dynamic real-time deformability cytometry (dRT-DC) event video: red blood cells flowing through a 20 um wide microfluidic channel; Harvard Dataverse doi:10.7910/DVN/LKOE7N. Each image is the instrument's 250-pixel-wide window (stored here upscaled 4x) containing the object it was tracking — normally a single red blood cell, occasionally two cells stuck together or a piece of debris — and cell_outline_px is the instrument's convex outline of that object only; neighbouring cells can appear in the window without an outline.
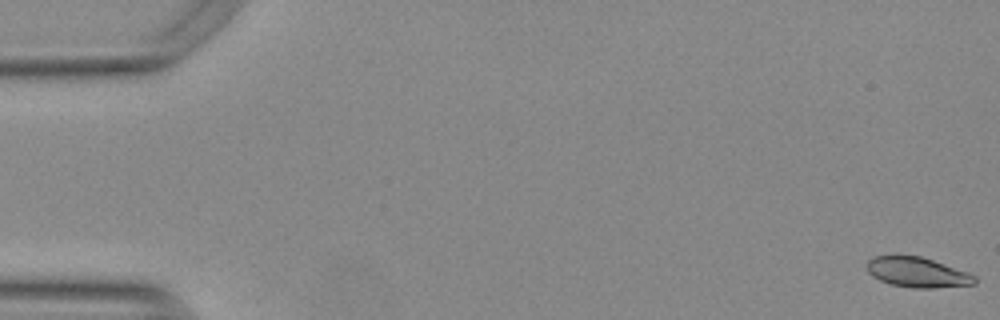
{"species": "Egyptian fruit bat (a non-hibernating species)", "species_latin": "Rousettus aegyptiacus", "temperature_condition": "warm", "stored_images_in_passage": 51, "camera_frame_rate_fps": 3000, "um_per_image_px": 0.085, "animal": {"sex": "female"}, "frame": {"image": 1, "passage_image": 1, "time_ms": 0.0, "image_size_px": [1000, 320], "cell_outline_px": [[976, 284], [932, 288], [912, 288], [892, 284], [880, 280], [872, 276], [868, 272], [864, 264], [872, 256], [896, 252], [920, 256], [968, 272], [976, 276]], "centroid_in_image_um": [77.89, 23.1], "position_along_channel_um": 7.1, "area_um2": 19.54}}
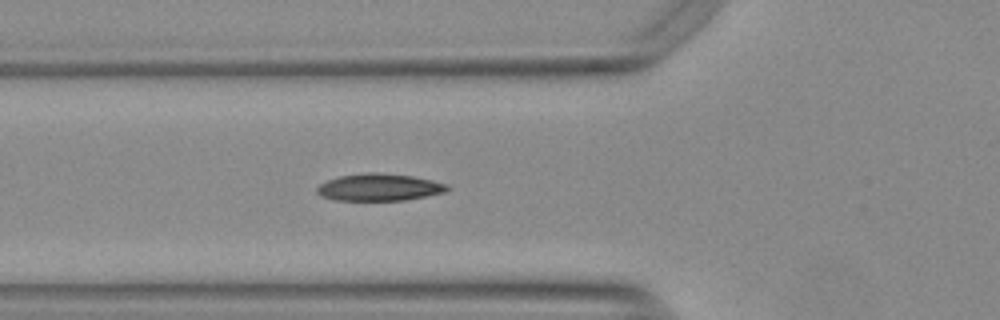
{"frame": {"image": 2, "passage_image": 20, "time_ms": 6.333, "image_size_px": [1000, 320], "cell_outline_px": [[452, 188], [444, 192], [404, 200], [332, 200], [320, 196], [316, 192], [316, 188], [320, 184], [328, 180], [340, 176], [364, 172], [376, 172], [412, 176], [432, 180], [448, 184]], "centroid_in_image_um": [32.22, 15.91], "position_along_channel_um": 93.6, "area_um2": 20.63}}
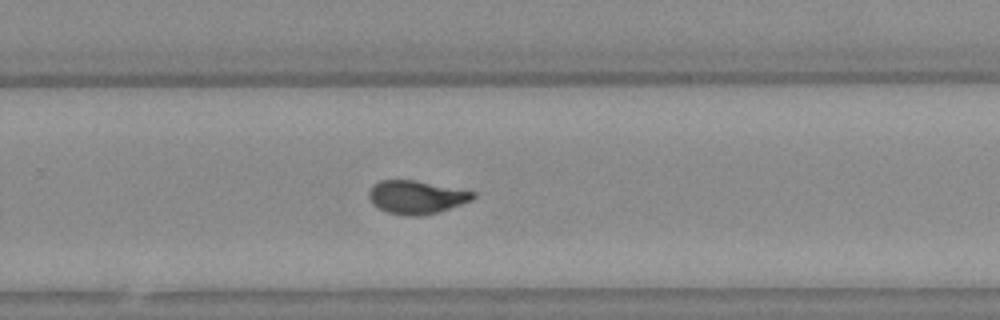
{"frame": {"image": 3, "passage_image": 36, "time_ms": 11.667, "image_size_px": [1000, 320], "cell_outline_px": [[476, 196], [472, 200], [440, 212], [420, 216], [404, 216], [388, 212], [372, 204], [368, 196], [368, 192], [372, 184], [380, 180], [412, 180], [476, 192]], "centroid_in_image_um": [35.37, 16.77], "position_along_channel_um": 294.4, "area_um2": 20.23}}